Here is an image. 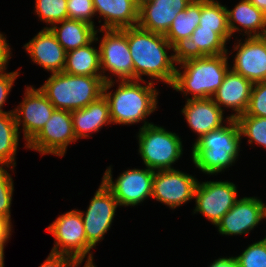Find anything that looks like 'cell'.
Here are the masks:
<instances>
[{
    "label": "cell",
    "mask_w": 266,
    "mask_h": 267,
    "mask_svg": "<svg viewBox=\"0 0 266 267\" xmlns=\"http://www.w3.org/2000/svg\"><path fill=\"white\" fill-rule=\"evenodd\" d=\"M127 39L134 65V80H145L171 87L176 74L173 46L164 35L140 28L127 27ZM169 51V52H167Z\"/></svg>",
    "instance_id": "1"
},
{
    "label": "cell",
    "mask_w": 266,
    "mask_h": 267,
    "mask_svg": "<svg viewBox=\"0 0 266 267\" xmlns=\"http://www.w3.org/2000/svg\"><path fill=\"white\" fill-rule=\"evenodd\" d=\"M116 84L118 86L112 92ZM155 84L147 79L105 82L103 94L109 103L112 124L130 126L141 122L143 123L141 127H145L153 123L146 120L158 109L160 92L155 88Z\"/></svg>",
    "instance_id": "2"
},
{
    "label": "cell",
    "mask_w": 266,
    "mask_h": 267,
    "mask_svg": "<svg viewBox=\"0 0 266 267\" xmlns=\"http://www.w3.org/2000/svg\"><path fill=\"white\" fill-rule=\"evenodd\" d=\"M242 137L236 119L195 139L191 149L193 166L203 174L217 175L235 165L240 155Z\"/></svg>",
    "instance_id": "3"
},
{
    "label": "cell",
    "mask_w": 266,
    "mask_h": 267,
    "mask_svg": "<svg viewBox=\"0 0 266 267\" xmlns=\"http://www.w3.org/2000/svg\"><path fill=\"white\" fill-rule=\"evenodd\" d=\"M229 56L224 53L181 62L171 88L183 94L185 100L212 98L230 69Z\"/></svg>",
    "instance_id": "4"
},
{
    "label": "cell",
    "mask_w": 266,
    "mask_h": 267,
    "mask_svg": "<svg viewBox=\"0 0 266 267\" xmlns=\"http://www.w3.org/2000/svg\"><path fill=\"white\" fill-rule=\"evenodd\" d=\"M102 76L53 73L39 87L57 110L74 111L88 106L103 95Z\"/></svg>",
    "instance_id": "5"
},
{
    "label": "cell",
    "mask_w": 266,
    "mask_h": 267,
    "mask_svg": "<svg viewBox=\"0 0 266 267\" xmlns=\"http://www.w3.org/2000/svg\"><path fill=\"white\" fill-rule=\"evenodd\" d=\"M138 154L143 165L151 170L174 169L173 164L182 157L184 146L178 133L151 123L140 127L136 134Z\"/></svg>",
    "instance_id": "6"
},
{
    "label": "cell",
    "mask_w": 266,
    "mask_h": 267,
    "mask_svg": "<svg viewBox=\"0 0 266 267\" xmlns=\"http://www.w3.org/2000/svg\"><path fill=\"white\" fill-rule=\"evenodd\" d=\"M48 231L54 238L50 252L74 257L80 264H94V248L87 242L84 223L80 210L73 209L59 215L49 226Z\"/></svg>",
    "instance_id": "7"
},
{
    "label": "cell",
    "mask_w": 266,
    "mask_h": 267,
    "mask_svg": "<svg viewBox=\"0 0 266 267\" xmlns=\"http://www.w3.org/2000/svg\"><path fill=\"white\" fill-rule=\"evenodd\" d=\"M98 33L103 36L100 38ZM95 38L99 44L104 82L113 81V76L118 77V79L114 77V80H134V65L128 45L127 28L97 29Z\"/></svg>",
    "instance_id": "8"
},
{
    "label": "cell",
    "mask_w": 266,
    "mask_h": 267,
    "mask_svg": "<svg viewBox=\"0 0 266 267\" xmlns=\"http://www.w3.org/2000/svg\"><path fill=\"white\" fill-rule=\"evenodd\" d=\"M112 165L108 166L101 178L111 190L121 207H134L152 195L154 170L150 168H128L113 180Z\"/></svg>",
    "instance_id": "9"
},
{
    "label": "cell",
    "mask_w": 266,
    "mask_h": 267,
    "mask_svg": "<svg viewBox=\"0 0 266 267\" xmlns=\"http://www.w3.org/2000/svg\"><path fill=\"white\" fill-rule=\"evenodd\" d=\"M237 188L234 182L228 180L198 181L193 214L203 215L215 226L239 199Z\"/></svg>",
    "instance_id": "10"
},
{
    "label": "cell",
    "mask_w": 266,
    "mask_h": 267,
    "mask_svg": "<svg viewBox=\"0 0 266 267\" xmlns=\"http://www.w3.org/2000/svg\"><path fill=\"white\" fill-rule=\"evenodd\" d=\"M119 207L111 190L102 182L94 192L86 211H80L87 242L95 249L111 229Z\"/></svg>",
    "instance_id": "11"
},
{
    "label": "cell",
    "mask_w": 266,
    "mask_h": 267,
    "mask_svg": "<svg viewBox=\"0 0 266 267\" xmlns=\"http://www.w3.org/2000/svg\"><path fill=\"white\" fill-rule=\"evenodd\" d=\"M76 141L71 112L56 109L41 131L27 144V149L38 152L40 156L63 157L69 144Z\"/></svg>",
    "instance_id": "12"
},
{
    "label": "cell",
    "mask_w": 266,
    "mask_h": 267,
    "mask_svg": "<svg viewBox=\"0 0 266 267\" xmlns=\"http://www.w3.org/2000/svg\"><path fill=\"white\" fill-rule=\"evenodd\" d=\"M55 107L39 88L26 85L23 100L13 109L16 125L23 132L25 148L49 121Z\"/></svg>",
    "instance_id": "13"
},
{
    "label": "cell",
    "mask_w": 266,
    "mask_h": 267,
    "mask_svg": "<svg viewBox=\"0 0 266 267\" xmlns=\"http://www.w3.org/2000/svg\"><path fill=\"white\" fill-rule=\"evenodd\" d=\"M197 183L195 176L179 169L157 170L154 172L151 198L174 210L194 200Z\"/></svg>",
    "instance_id": "14"
},
{
    "label": "cell",
    "mask_w": 266,
    "mask_h": 267,
    "mask_svg": "<svg viewBox=\"0 0 266 267\" xmlns=\"http://www.w3.org/2000/svg\"><path fill=\"white\" fill-rule=\"evenodd\" d=\"M244 40V41H243ZM237 41V42H236ZM228 50L227 54L233 56V65L230 68L242 75L252 83L266 80V40L263 36L246 37L238 39Z\"/></svg>",
    "instance_id": "15"
},
{
    "label": "cell",
    "mask_w": 266,
    "mask_h": 267,
    "mask_svg": "<svg viewBox=\"0 0 266 267\" xmlns=\"http://www.w3.org/2000/svg\"><path fill=\"white\" fill-rule=\"evenodd\" d=\"M263 204L260 197L239 198L215 225L217 232L223 236L249 234L264 220Z\"/></svg>",
    "instance_id": "16"
},
{
    "label": "cell",
    "mask_w": 266,
    "mask_h": 267,
    "mask_svg": "<svg viewBox=\"0 0 266 267\" xmlns=\"http://www.w3.org/2000/svg\"><path fill=\"white\" fill-rule=\"evenodd\" d=\"M227 44L213 29L198 25L189 38H182L173 45L172 53L178 66L189 59L227 53Z\"/></svg>",
    "instance_id": "17"
},
{
    "label": "cell",
    "mask_w": 266,
    "mask_h": 267,
    "mask_svg": "<svg viewBox=\"0 0 266 267\" xmlns=\"http://www.w3.org/2000/svg\"><path fill=\"white\" fill-rule=\"evenodd\" d=\"M23 48L31 61L45 71L51 74L63 72L67 52L49 28L41 29Z\"/></svg>",
    "instance_id": "18"
},
{
    "label": "cell",
    "mask_w": 266,
    "mask_h": 267,
    "mask_svg": "<svg viewBox=\"0 0 266 267\" xmlns=\"http://www.w3.org/2000/svg\"><path fill=\"white\" fill-rule=\"evenodd\" d=\"M224 113L212 98H190L181 110L187 125L197 134V139L226 124L231 118L225 117Z\"/></svg>",
    "instance_id": "19"
},
{
    "label": "cell",
    "mask_w": 266,
    "mask_h": 267,
    "mask_svg": "<svg viewBox=\"0 0 266 267\" xmlns=\"http://www.w3.org/2000/svg\"><path fill=\"white\" fill-rule=\"evenodd\" d=\"M252 86L253 83L250 80L230 68L212 99L221 110L225 111L227 108L230 111L231 109L232 114L228 116L231 119H237L247 110Z\"/></svg>",
    "instance_id": "20"
},
{
    "label": "cell",
    "mask_w": 266,
    "mask_h": 267,
    "mask_svg": "<svg viewBox=\"0 0 266 267\" xmlns=\"http://www.w3.org/2000/svg\"><path fill=\"white\" fill-rule=\"evenodd\" d=\"M192 0H153L139 9L138 26L165 35L177 14L184 11Z\"/></svg>",
    "instance_id": "21"
},
{
    "label": "cell",
    "mask_w": 266,
    "mask_h": 267,
    "mask_svg": "<svg viewBox=\"0 0 266 267\" xmlns=\"http://www.w3.org/2000/svg\"><path fill=\"white\" fill-rule=\"evenodd\" d=\"M97 19L101 17L103 24L99 29H123L138 25L139 9L133 0H93Z\"/></svg>",
    "instance_id": "22"
},
{
    "label": "cell",
    "mask_w": 266,
    "mask_h": 267,
    "mask_svg": "<svg viewBox=\"0 0 266 267\" xmlns=\"http://www.w3.org/2000/svg\"><path fill=\"white\" fill-rule=\"evenodd\" d=\"M226 9L232 37L236 32L244 37L262 36L266 32V15L249 0H240L234 8Z\"/></svg>",
    "instance_id": "23"
},
{
    "label": "cell",
    "mask_w": 266,
    "mask_h": 267,
    "mask_svg": "<svg viewBox=\"0 0 266 267\" xmlns=\"http://www.w3.org/2000/svg\"><path fill=\"white\" fill-rule=\"evenodd\" d=\"M71 115L77 140L90 138L91 134L98 133L104 126L112 124L109 103L104 94L88 106L71 111Z\"/></svg>",
    "instance_id": "24"
},
{
    "label": "cell",
    "mask_w": 266,
    "mask_h": 267,
    "mask_svg": "<svg viewBox=\"0 0 266 267\" xmlns=\"http://www.w3.org/2000/svg\"><path fill=\"white\" fill-rule=\"evenodd\" d=\"M49 29L65 51L69 52L91 43L95 39L97 26L75 19H65Z\"/></svg>",
    "instance_id": "25"
},
{
    "label": "cell",
    "mask_w": 266,
    "mask_h": 267,
    "mask_svg": "<svg viewBox=\"0 0 266 267\" xmlns=\"http://www.w3.org/2000/svg\"><path fill=\"white\" fill-rule=\"evenodd\" d=\"M96 38L86 46L66 53L63 72L71 75L102 76L100 66V49L93 46Z\"/></svg>",
    "instance_id": "26"
},
{
    "label": "cell",
    "mask_w": 266,
    "mask_h": 267,
    "mask_svg": "<svg viewBox=\"0 0 266 267\" xmlns=\"http://www.w3.org/2000/svg\"><path fill=\"white\" fill-rule=\"evenodd\" d=\"M20 135L13 110L0 112V166L16 167Z\"/></svg>",
    "instance_id": "27"
},
{
    "label": "cell",
    "mask_w": 266,
    "mask_h": 267,
    "mask_svg": "<svg viewBox=\"0 0 266 267\" xmlns=\"http://www.w3.org/2000/svg\"><path fill=\"white\" fill-rule=\"evenodd\" d=\"M200 17L201 0H192L184 11L177 14L165 38L172 46L182 38H189L199 25Z\"/></svg>",
    "instance_id": "28"
},
{
    "label": "cell",
    "mask_w": 266,
    "mask_h": 267,
    "mask_svg": "<svg viewBox=\"0 0 266 267\" xmlns=\"http://www.w3.org/2000/svg\"><path fill=\"white\" fill-rule=\"evenodd\" d=\"M199 26L213 29L227 43L232 38L228 27L226 5H222L218 0H201V17Z\"/></svg>",
    "instance_id": "29"
},
{
    "label": "cell",
    "mask_w": 266,
    "mask_h": 267,
    "mask_svg": "<svg viewBox=\"0 0 266 267\" xmlns=\"http://www.w3.org/2000/svg\"><path fill=\"white\" fill-rule=\"evenodd\" d=\"M34 4V14L47 25L43 28L68 19L67 0H35Z\"/></svg>",
    "instance_id": "30"
},
{
    "label": "cell",
    "mask_w": 266,
    "mask_h": 267,
    "mask_svg": "<svg viewBox=\"0 0 266 267\" xmlns=\"http://www.w3.org/2000/svg\"><path fill=\"white\" fill-rule=\"evenodd\" d=\"M236 121L240 127L241 137L248 138V144L254 143L266 149V118L248 116L244 113Z\"/></svg>",
    "instance_id": "31"
},
{
    "label": "cell",
    "mask_w": 266,
    "mask_h": 267,
    "mask_svg": "<svg viewBox=\"0 0 266 267\" xmlns=\"http://www.w3.org/2000/svg\"><path fill=\"white\" fill-rule=\"evenodd\" d=\"M239 267H266V235L248 245L239 255H234Z\"/></svg>",
    "instance_id": "32"
},
{
    "label": "cell",
    "mask_w": 266,
    "mask_h": 267,
    "mask_svg": "<svg viewBox=\"0 0 266 267\" xmlns=\"http://www.w3.org/2000/svg\"><path fill=\"white\" fill-rule=\"evenodd\" d=\"M12 172L14 168L8 166H0V216L8 219L12 223L11 219V205L14 192V180L12 175L7 171Z\"/></svg>",
    "instance_id": "33"
},
{
    "label": "cell",
    "mask_w": 266,
    "mask_h": 267,
    "mask_svg": "<svg viewBox=\"0 0 266 267\" xmlns=\"http://www.w3.org/2000/svg\"><path fill=\"white\" fill-rule=\"evenodd\" d=\"M68 19H75L95 26L93 0H67Z\"/></svg>",
    "instance_id": "34"
},
{
    "label": "cell",
    "mask_w": 266,
    "mask_h": 267,
    "mask_svg": "<svg viewBox=\"0 0 266 267\" xmlns=\"http://www.w3.org/2000/svg\"><path fill=\"white\" fill-rule=\"evenodd\" d=\"M248 116L266 118V80L253 83L247 110Z\"/></svg>",
    "instance_id": "35"
},
{
    "label": "cell",
    "mask_w": 266,
    "mask_h": 267,
    "mask_svg": "<svg viewBox=\"0 0 266 267\" xmlns=\"http://www.w3.org/2000/svg\"><path fill=\"white\" fill-rule=\"evenodd\" d=\"M19 71L20 68L12 72H7L6 70L0 71V112H7L3 110V107L6 103L8 95L11 92L15 80L20 76L21 72Z\"/></svg>",
    "instance_id": "36"
},
{
    "label": "cell",
    "mask_w": 266,
    "mask_h": 267,
    "mask_svg": "<svg viewBox=\"0 0 266 267\" xmlns=\"http://www.w3.org/2000/svg\"><path fill=\"white\" fill-rule=\"evenodd\" d=\"M80 263L72 256L50 252L38 267H80Z\"/></svg>",
    "instance_id": "37"
},
{
    "label": "cell",
    "mask_w": 266,
    "mask_h": 267,
    "mask_svg": "<svg viewBox=\"0 0 266 267\" xmlns=\"http://www.w3.org/2000/svg\"><path fill=\"white\" fill-rule=\"evenodd\" d=\"M6 38V35L0 32V71L7 70L9 60L12 58V48Z\"/></svg>",
    "instance_id": "38"
},
{
    "label": "cell",
    "mask_w": 266,
    "mask_h": 267,
    "mask_svg": "<svg viewBox=\"0 0 266 267\" xmlns=\"http://www.w3.org/2000/svg\"><path fill=\"white\" fill-rule=\"evenodd\" d=\"M12 226V223L8 219L0 216V243H8L13 234L11 233L13 232Z\"/></svg>",
    "instance_id": "39"
},
{
    "label": "cell",
    "mask_w": 266,
    "mask_h": 267,
    "mask_svg": "<svg viewBox=\"0 0 266 267\" xmlns=\"http://www.w3.org/2000/svg\"><path fill=\"white\" fill-rule=\"evenodd\" d=\"M208 267H239L234 256H223L215 259Z\"/></svg>",
    "instance_id": "40"
},
{
    "label": "cell",
    "mask_w": 266,
    "mask_h": 267,
    "mask_svg": "<svg viewBox=\"0 0 266 267\" xmlns=\"http://www.w3.org/2000/svg\"><path fill=\"white\" fill-rule=\"evenodd\" d=\"M249 1L266 15V0H249Z\"/></svg>",
    "instance_id": "41"
},
{
    "label": "cell",
    "mask_w": 266,
    "mask_h": 267,
    "mask_svg": "<svg viewBox=\"0 0 266 267\" xmlns=\"http://www.w3.org/2000/svg\"><path fill=\"white\" fill-rule=\"evenodd\" d=\"M6 244L7 243H0V267H5V265H4V248H6L5 246H6Z\"/></svg>",
    "instance_id": "42"
},
{
    "label": "cell",
    "mask_w": 266,
    "mask_h": 267,
    "mask_svg": "<svg viewBox=\"0 0 266 267\" xmlns=\"http://www.w3.org/2000/svg\"><path fill=\"white\" fill-rule=\"evenodd\" d=\"M153 0H133L138 9L142 8L145 4L151 3Z\"/></svg>",
    "instance_id": "43"
},
{
    "label": "cell",
    "mask_w": 266,
    "mask_h": 267,
    "mask_svg": "<svg viewBox=\"0 0 266 267\" xmlns=\"http://www.w3.org/2000/svg\"><path fill=\"white\" fill-rule=\"evenodd\" d=\"M264 220L266 219V203L263 204Z\"/></svg>",
    "instance_id": "44"
},
{
    "label": "cell",
    "mask_w": 266,
    "mask_h": 267,
    "mask_svg": "<svg viewBox=\"0 0 266 267\" xmlns=\"http://www.w3.org/2000/svg\"><path fill=\"white\" fill-rule=\"evenodd\" d=\"M95 264L96 263H94V264H85L83 267H97Z\"/></svg>",
    "instance_id": "45"
},
{
    "label": "cell",
    "mask_w": 266,
    "mask_h": 267,
    "mask_svg": "<svg viewBox=\"0 0 266 267\" xmlns=\"http://www.w3.org/2000/svg\"><path fill=\"white\" fill-rule=\"evenodd\" d=\"M264 37V39L266 40V32L262 35Z\"/></svg>",
    "instance_id": "46"
}]
</instances>
